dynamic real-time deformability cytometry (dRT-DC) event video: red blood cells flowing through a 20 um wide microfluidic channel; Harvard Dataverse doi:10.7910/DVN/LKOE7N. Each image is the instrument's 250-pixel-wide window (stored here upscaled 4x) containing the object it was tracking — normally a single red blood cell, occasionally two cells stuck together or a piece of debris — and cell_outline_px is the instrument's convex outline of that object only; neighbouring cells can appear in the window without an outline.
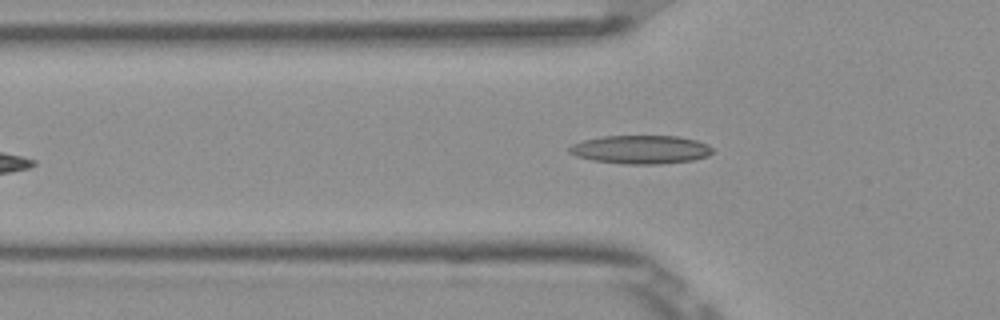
{"species": "Egyptian fruit bat (a non-hibernating species)", "species_latin": "Rousettus aegyptiacus", "temperature_condition": "room temperature", "stored_images_in_passage": 5, "camera_frame_rate_fps": 3000, "um_per_image_px": 0.085, "frame": {"image": 1, "passage_image": 5, "time_ms": 1.333, "image_size_px": [1000, 320], "cell_outline_px": [[712, 152], [708, 156], [692, 160], [660, 164], [624, 164], [592, 160], [576, 156], [568, 152], [568, 148], [572, 144], [584, 140], [604, 136], [676, 136], [696, 140], [708, 144], [712, 148]], "centroid_in_image_um": [54.45, 12.71], "position_along_channel_um": 71.3, "area_um2": 23.76}}